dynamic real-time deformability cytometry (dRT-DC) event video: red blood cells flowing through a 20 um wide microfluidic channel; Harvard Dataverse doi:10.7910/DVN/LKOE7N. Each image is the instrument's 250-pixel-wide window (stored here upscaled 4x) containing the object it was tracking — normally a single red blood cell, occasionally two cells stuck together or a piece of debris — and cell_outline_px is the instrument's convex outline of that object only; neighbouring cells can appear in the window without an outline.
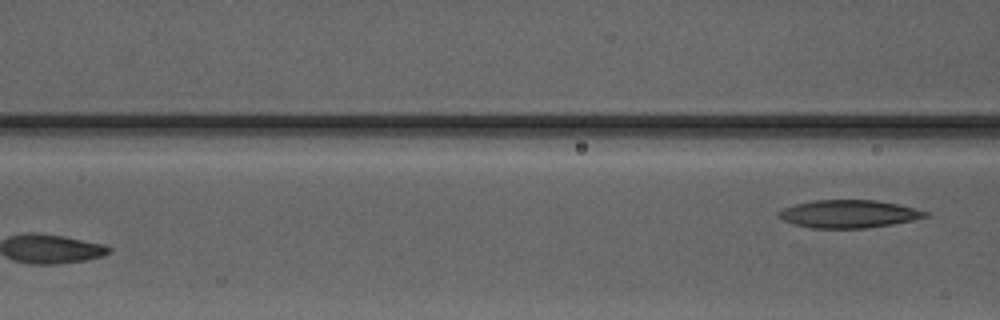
{"species": "Egyptian fruit bat (a non-hibernating species)", "species_latin": "Rousettus aegyptiacus", "temperature_condition": "warm", "stored_images_in_passage": 6, "camera_frame_rate_fps": 3000, "um_per_image_px": 0.085, "animal": {"sex": "male"}, "frame": {"image": 1, "passage_image": 6, "time_ms": 8.333, "image_size_px": [1000, 320], "cell_outline_px": [[928, 216], [912, 220], [892, 224], [868, 228], [812, 228], [796, 224], [784, 220], [776, 216], [776, 212], [784, 208], [796, 204], [816, 200], [876, 200], [896, 204], [928, 212]], "centroid_in_image_um": [72.11, 18.18], "position_along_channel_um": 94.5, "area_um2": 23.52}}